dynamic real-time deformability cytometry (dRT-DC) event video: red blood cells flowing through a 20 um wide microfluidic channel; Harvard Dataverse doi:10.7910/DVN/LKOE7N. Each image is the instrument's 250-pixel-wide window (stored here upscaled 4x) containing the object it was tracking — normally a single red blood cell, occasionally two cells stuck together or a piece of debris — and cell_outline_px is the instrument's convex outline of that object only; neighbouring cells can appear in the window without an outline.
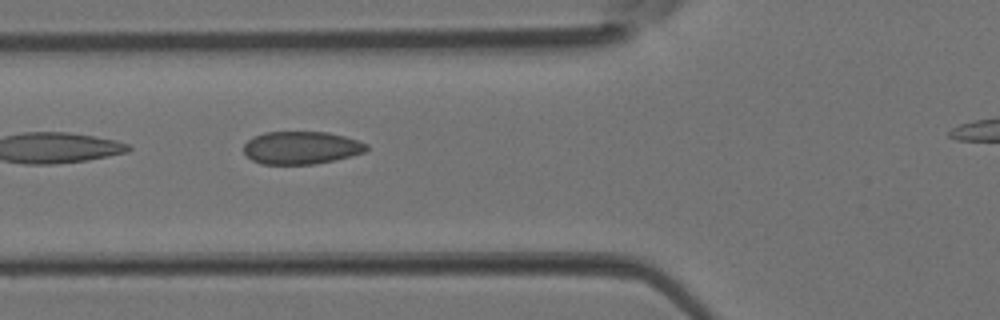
{"species": "Egyptian fruit bat (a non-hibernating species)", "species_latin": "Rousettus aegyptiacus", "temperature_condition": "room temperature", "stored_images_in_passage": 5, "segment_of_instrument_passage": [1, 2], "camera_frame_rate_fps": 3000, "um_per_image_px": 0.085, "animal": {"sex": "female"}, "frame": {"image": 1, "passage_image": 4, "time_ms": 1.0, "image_size_px": [1000, 320], "cell_outline_px": [[368, 148], [364, 152], [352, 156], [312, 164], [260, 164], [252, 160], [244, 152], [244, 144], [252, 136], [264, 132], [328, 132], [344, 136], [368, 144]], "centroid_in_image_um": [25.58, 12.55], "position_along_channel_um": 100.2, "area_um2": 23.41}}